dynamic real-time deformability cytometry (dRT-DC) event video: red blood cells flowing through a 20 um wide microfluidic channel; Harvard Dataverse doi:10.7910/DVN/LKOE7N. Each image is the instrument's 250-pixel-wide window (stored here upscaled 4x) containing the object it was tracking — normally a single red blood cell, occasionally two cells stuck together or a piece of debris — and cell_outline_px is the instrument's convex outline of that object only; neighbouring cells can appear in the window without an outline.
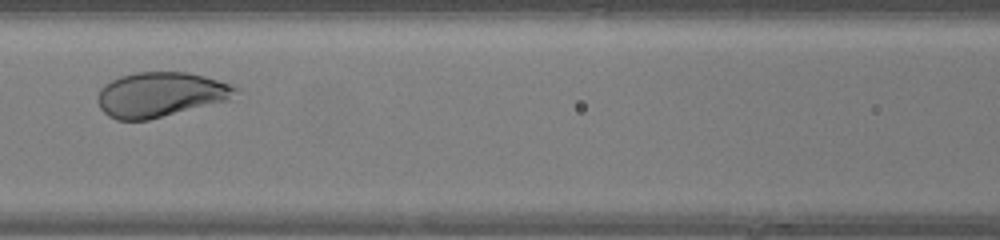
{"species": "human", "species_latin": "Homo sapiens", "temperature_condition": "warm", "stored_images_in_passage": 28, "camera_frame_rate_fps": 3000, "um_per_image_px": 0.085, "donor": {"sex": "female"}, "frame": {"image": 1, "passage_image": 11, "time_ms": 3.333, "image_size_px": [1000, 240], "cell_outline_px": [[240, 88], [228, 100], [148, 120], [116, 120], [108, 116], [100, 108], [96, 100], [96, 96], [100, 88], [104, 84], [120, 76], [136, 72], [188, 72], [204, 76]], "centroid_in_image_um": [13.57, 8.04], "position_along_channel_um": 153.0, "area_um2": 35.89}}
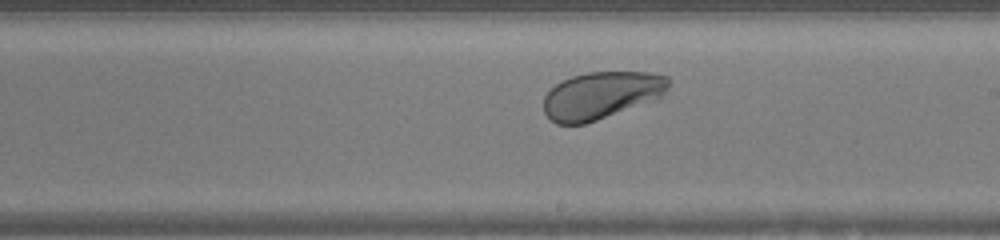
{"frame": {"image": 2, "passage_image": 17, "time_ms": 5.333, "image_size_px": [1000, 240], "cell_outline_px": [[668, 88], [656, 100], [584, 124], [556, 124], [544, 112], [544, 96], [560, 80], [572, 76], [588, 72], [652, 72], [668, 76]], "centroid_in_image_um": [51.11, 8.09], "position_along_channel_um": 237.9, "area_um2": 34.39}}
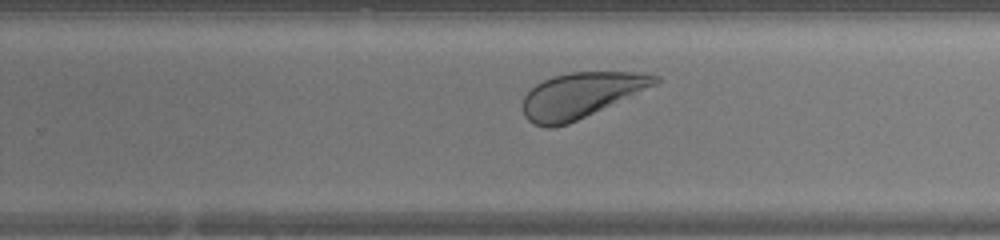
{"frame": {"image": 3, "passage_image": 20, "time_ms": 6.333, "image_size_px": [1000, 240], "cell_outline_px": [[660, 80], [656, 84], [568, 124], [552, 128], [544, 128], [532, 124], [524, 116], [524, 96], [536, 84], [552, 76], [568, 72], [636, 72], [660, 76]], "centroid_in_image_um": [49.33, 8.1], "position_along_channel_um": 280.5, "area_um2": 34.51}, "authors_computed_cell_mechanics": {"area_um2": 37.1365, "velocity_mm_per_s": 4.2573, "shape_relaxation_time_tau1_ms": 3.0985, "shape_relaxation_time_tau2_ms": null, "deformation_change_tau1": 0.153, "deformation_change_tau2": null}}